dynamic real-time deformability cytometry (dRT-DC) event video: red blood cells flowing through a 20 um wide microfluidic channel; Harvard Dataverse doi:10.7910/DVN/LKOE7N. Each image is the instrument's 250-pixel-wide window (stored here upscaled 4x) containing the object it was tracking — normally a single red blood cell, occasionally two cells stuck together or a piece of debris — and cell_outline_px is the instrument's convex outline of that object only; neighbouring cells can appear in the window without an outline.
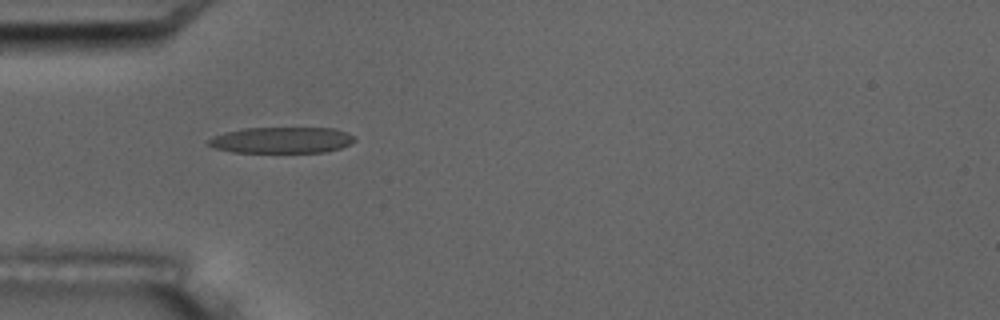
{"species": "common noctule bat (a hibernating species)", "species_latin": "Nyctalus noctula", "temperature_condition": "room temperature", "stored_images_in_passage": 6, "camera_frame_rate_fps": 3000, "um_per_image_px": 0.085, "animal": {"sex": "male", "body_mass_g": 17.5, "forearm_length_mm": 52.3}, "frame": {"image": 1, "passage_image": 4, "time_ms": 4.333, "image_size_px": [1000, 320], "cell_outline_px": [[356, 140], [340, 148], [324, 152], [232, 152], [212, 148], [208, 144], [208, 140], [212, 136], [224, 132], [244, 128], [332, 128], [356, 136]], "centroid_in_image_um": [23.89, 11.91], "position_along_channel_um": 61.1, "area_um2": 22.25}}